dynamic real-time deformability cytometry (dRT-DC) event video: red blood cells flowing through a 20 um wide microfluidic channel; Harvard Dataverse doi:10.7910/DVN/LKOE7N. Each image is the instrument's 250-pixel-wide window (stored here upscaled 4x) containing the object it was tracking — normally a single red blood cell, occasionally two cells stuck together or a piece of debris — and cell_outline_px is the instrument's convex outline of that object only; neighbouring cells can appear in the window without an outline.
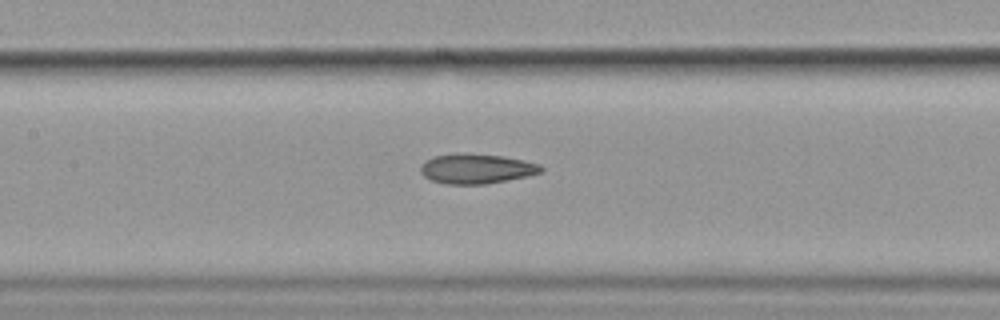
{"species": "common noctule bat (a hibernating species)", "species_latin": "Nyctalus noctula", "temperature_condition": "cold", "stored_images_in_passage": 6, "camera_frame_rate_fps": 3000, "um_per_image_px": 0.085, "animal": {"sex": "female", "body_mass_g": 19.9}, "frame": {"image": 1, "passage_image": 6, "time_ms": 6.667, "image_size_px": [1000, 320], "cell_outline_px": [[544, 172], [528, 176], [484, 184], [448, 184], [432, 180], [424, 176], [420, 172], [420, 164], [432, 156], [504, 156], [524, 160], [540, 164], [544, 168]], "centroid_in_image_um": [40.55, 14.38], "position_along_channel_um": 166.8, "area_um2": 20.17}}